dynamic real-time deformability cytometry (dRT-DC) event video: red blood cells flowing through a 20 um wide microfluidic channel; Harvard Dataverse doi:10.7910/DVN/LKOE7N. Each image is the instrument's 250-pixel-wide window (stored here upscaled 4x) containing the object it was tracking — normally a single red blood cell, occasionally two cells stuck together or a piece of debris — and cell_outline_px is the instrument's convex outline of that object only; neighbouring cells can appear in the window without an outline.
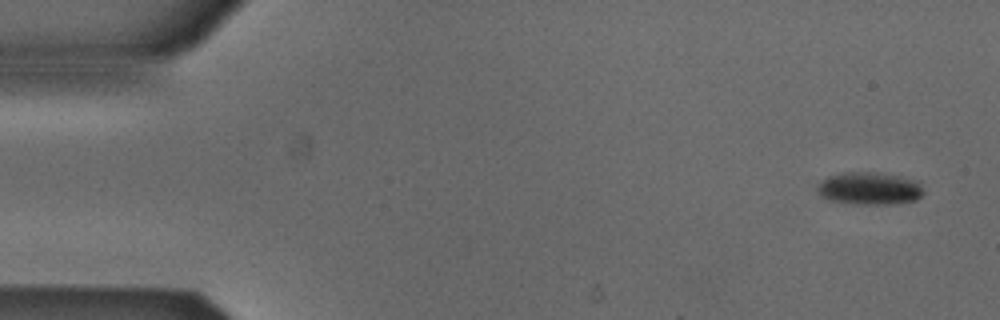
{"species": "Egyptian fruit bat (a non-hibernating species)", "species_latin": "Rousettus aegyptiacus", "temperature_condition": "cold", "stored_images_in_passage": 4, "segment_of_instrument_passage": [2, 2], "camera_frame_rate_fps": 3000, "um_per_image_px": 0.085, "animal": {"sex": "male"}, "frame": {"image": 1, "passage_image": 4, "time_ms": 1.0, "image_size_px": [1000, 320], "cell_outline_px": [[924, 192], [916, 200], [896, 204], [856, 204], [832, 200], [820, 196], [816, 188], [828, 176], [844, 172], [876, 172], [900, 176], [916, 180], [920, 184]], "centroid_in_image_um": [73.93, 16.02], "position_along_channel_um": 11.1, "area_um2": 20.11}}